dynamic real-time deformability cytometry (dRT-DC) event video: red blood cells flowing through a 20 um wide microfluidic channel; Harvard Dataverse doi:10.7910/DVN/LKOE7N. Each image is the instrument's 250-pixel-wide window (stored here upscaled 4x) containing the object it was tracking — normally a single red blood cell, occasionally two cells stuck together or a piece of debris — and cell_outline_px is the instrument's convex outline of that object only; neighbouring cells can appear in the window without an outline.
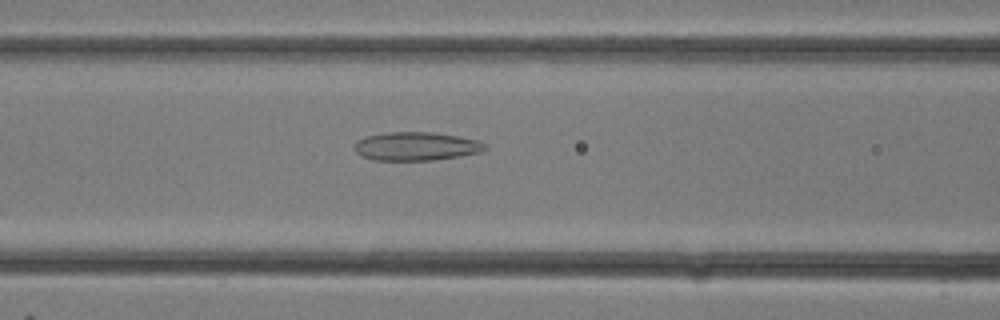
{"species": "common noctule bat (a hibernating species)", "species_latin": "Nyctalus noctula", "temperature_condition": "room temperature", "stored_images_in_passage": 11, "camera_frame_rate_fps": 3000, "um_per_image_px": 0.085, "animal": {"sex": "female"}, "frame": {"image": 1, "passage_image": 7, "time_ms": 2.0, "image_size_px": [1000, 320], "cell_outline_px": [[488, 148], [480, 152], [460, 156], [432, 160], [372, 160], [360, 156], [356, 152], [356, 140], [364, 136], [388, 132], [432, 132], [480, 140], [488, 144]], "centroid_in_image_um": [35.39, 12.43], "position_along_channel_um": 131.2, "area_um2": 21.85}}
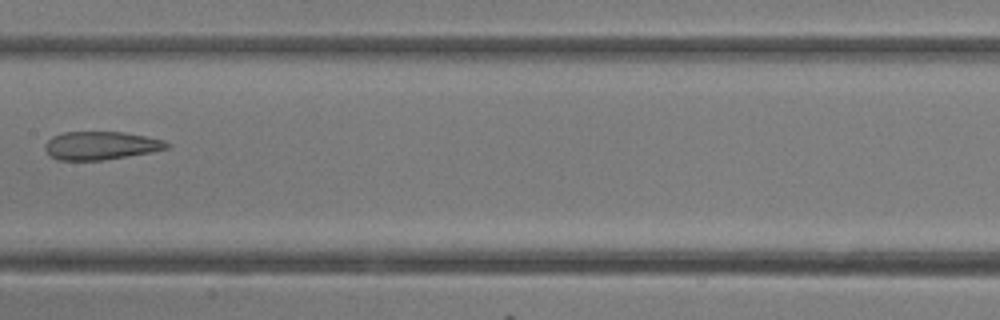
{"frame": {"image": 2, "passage_image": 10, "time_ms": 3.0, "image_size_px": [1000, 320], "cell_outline_px": [[172, 144], [168, 148], [152, 152], [128, 156], [100, 160], [56, 160], [44, 148], [44, 144], [52, 136], [64, 132], [124, 132], [164, 140]], "centroid_in_image_um": [8.58, 12.37], "position_along_channel_um": 198.8, "area_um2": 20.0}}